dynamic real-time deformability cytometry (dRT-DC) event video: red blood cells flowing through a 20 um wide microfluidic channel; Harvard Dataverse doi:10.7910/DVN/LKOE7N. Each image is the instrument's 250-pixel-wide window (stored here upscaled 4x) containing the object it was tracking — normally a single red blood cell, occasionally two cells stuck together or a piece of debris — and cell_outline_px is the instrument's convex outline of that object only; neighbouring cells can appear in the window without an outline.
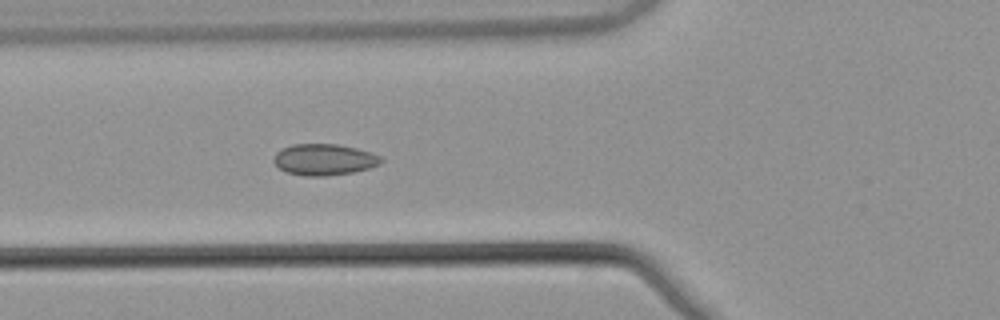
{"species": "common noctule bat (a hibernating species)", "species_latin": "Nyctalus noctula", "temperature_condition": "warm", "stored_images_in_passage": 5, "camera_frame_rate_fps": 3000, "um_per_image_px": 0.085, "animal": {"sex": "male", "body_mass_g": 21.5, "forearm_length_mm": 52.0}, "frame": {"image": 1, "passage_image": 5, "time_ms": 1.333, "image_size_px": [1000, 320], "cell_outline_px": [[384, 160], [380, 164], [368, 168], [352, 172], [324, 176], [304, 176], [284, 172], [272, 160], [276, 152], [280, 148], [292, 144], [336, 144], [356, 148], [380, 156]], "centroid_in_image_um": [27.5, 13.56], "position_along_channel_um": 98.3, "area_um2": 19.59}}